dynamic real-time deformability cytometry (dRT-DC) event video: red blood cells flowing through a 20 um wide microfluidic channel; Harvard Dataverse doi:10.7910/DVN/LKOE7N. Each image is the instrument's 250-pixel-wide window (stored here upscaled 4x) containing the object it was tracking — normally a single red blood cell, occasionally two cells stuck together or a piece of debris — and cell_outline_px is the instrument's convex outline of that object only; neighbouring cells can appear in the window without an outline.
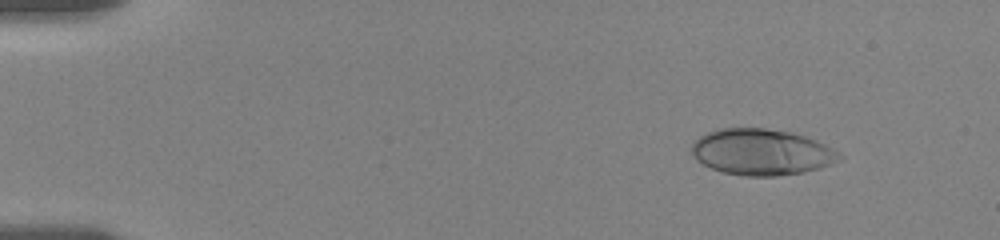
{"species": "human", "species_latin": "Homo sapiens", "temperature_condition": "room temperature", "stored_images_in_passage": 48, "camera_frame_rate_fps": 3000, "um_per_image_px": 0.085, "donor": {"sex": "female"}, "frame": {"image": 1, "passage_image": 7, "time_ms": 1.667, "image_size_px": [1000, 240], "cell_outline_px": [[844, 156], [820, 168], [804, 172], [776, 176], [748, 176], [724, 172], [712, 168], [696, 160], [692, 152], [692, 144], [700, 136], [716, 128], [764, 128], [792, 132], [816, 140], [832, 148]], "centroid_in_image_um": [64.72, 12.91], "position_along_channel_um": 20.3, "area_um2": 39.48}}
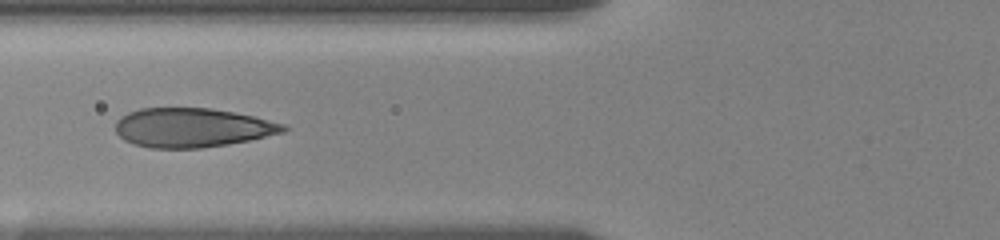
{"frame": {"image": 2, "passage_image": 39, "time_ms": 7.0, "image_size_px": [1000, 240], "cell_outline_px": [[288, 128], [284, 132], [248, 140], [228, 144], [200, 148], [148, 148], [132, 144], [124, 140], [116, 132], [116, 120], [120, 116], [128, 112], [140, 108], [212, 108], [252, 116], [284, 124]], "centroid_in_image_um": [16.28, 10.85], "position_along_channel_um": 109.5, "area_um2": 38.26}}
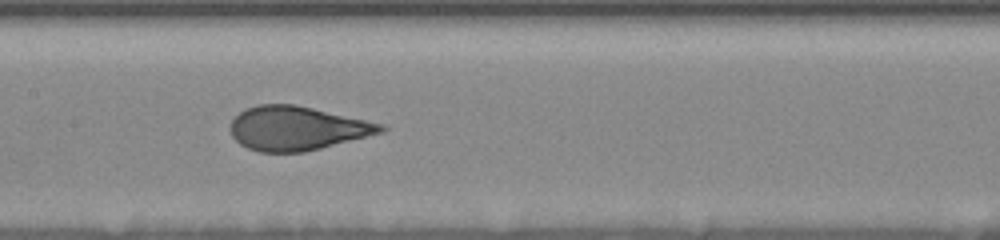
{"frame": {"image": 3, "passage_image": 47, "time_ms": 9.0, "image_size_px": [1000, 240], "cell_outline_px": [[388, 128], [384, 132], [304, 152], [260, 152], [248, 148], [240, 144], [232, 136], [228, 128], [232, 120], [244, 108], [256, 104], [296, 104], [384, 124]], "centroid_in_image_um": [25.22, 10.89], "position_along_channel_um": 182.2, "area_um2": 38.67}}